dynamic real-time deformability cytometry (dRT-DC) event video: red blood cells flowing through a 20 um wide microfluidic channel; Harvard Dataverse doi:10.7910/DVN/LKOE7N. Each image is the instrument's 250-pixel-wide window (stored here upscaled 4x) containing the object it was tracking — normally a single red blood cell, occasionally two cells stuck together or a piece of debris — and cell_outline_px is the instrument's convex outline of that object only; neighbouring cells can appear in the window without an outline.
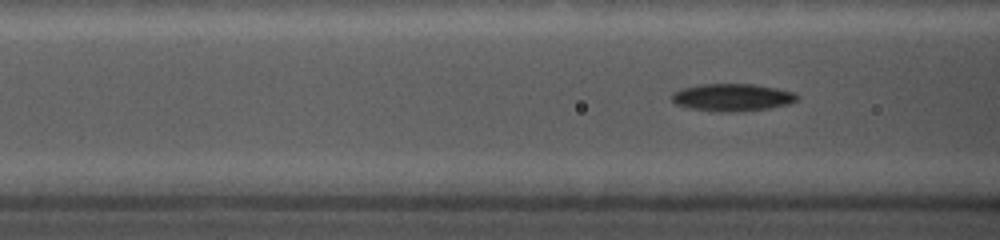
{"species": "common noctule bat (a hibernating species)", "species_latin": "Nyctalus noctula", "temperature_condition": "cold", "stored_images_in_passage": 25, "camera_frame_rate_fps": 5000, "um_per_image_px": 0.085, "animal": {"sex": "female", "body_mass_g": 19.0, "forearm_length_mm": 56.7}, "frame": {"image": 1, "passage_image": 22, "time_ms": 4.2, "image_size_px": [1000, 240], "cell_outline_px": [[800, 96], [796, 100], [788, 104], [768, 108], [736, 112], [712, 112], [692, 108], [676, 104], [672, 100], [672, 92], [680, 88], [700, 84], [756, 84], [776, 88], [792, 92]], "centroid_in_image_um": [62.21, 8.27], "position_along_channel_um": 104.4, "area_um2": 20.11}}